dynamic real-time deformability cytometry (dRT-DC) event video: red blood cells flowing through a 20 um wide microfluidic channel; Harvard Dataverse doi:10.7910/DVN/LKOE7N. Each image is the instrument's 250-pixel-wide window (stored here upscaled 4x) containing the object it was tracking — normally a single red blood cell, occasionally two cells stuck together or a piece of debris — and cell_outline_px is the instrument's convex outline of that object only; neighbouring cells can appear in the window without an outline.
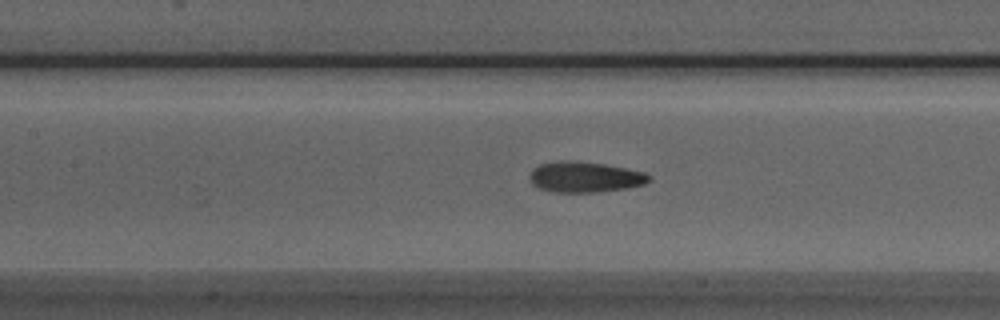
{"species": "Egyptian fruit bat (a non-hibernating species)", "species_latin": "Rousettus aegyptiacus", "temperature_condition": "room temperature", "stored_images_in_passage": 35, "camera_frame_rate_fps": 3000, "um_per_image_px": 0.085, "animal": {"sex": "male"}, "frame": {"image": 1, "passage_image": 8, "time_ms": 2.333, "image_size_px": [1000, 320], "cell_outline_px": [[652, 180], [644, 184], [628, 188], [596, 192], [552, 192], [540, 188], [532, 184], [528, 176], [532, 168], [540, 164], [568, 160], [576, 160], [604, 164], [644, 172], [652, 176]], "centroid_in_image_um": [49.71, 15.05], "position_along_channel_um": 157.7, "area_um2": 21.44}}
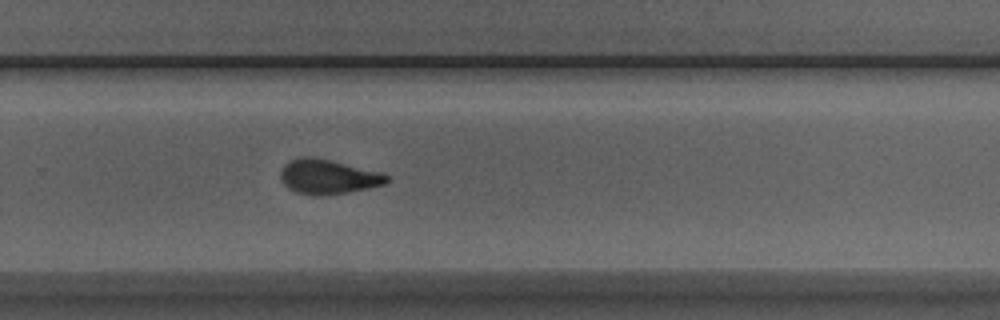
{"frame": {"image": 2, "passage_image": 19, "time_ms": 6.0, "image_size_px": [1000, 320], "cell_outline_px": [[388, 180], [384, 184], [368, 188], [348, 192], [324, 196], [316, 196], [296, 192], [288, 188], [284, 184], [280, 176], [280, 172], [284, 164], [292, 160], [304, 156], [328, 160], [380, 172], [388, 176]], "centroid_in_image_um": [27.85, 15.05], "position_along_channel_um": 301.9, "area_um2": 21.04}}
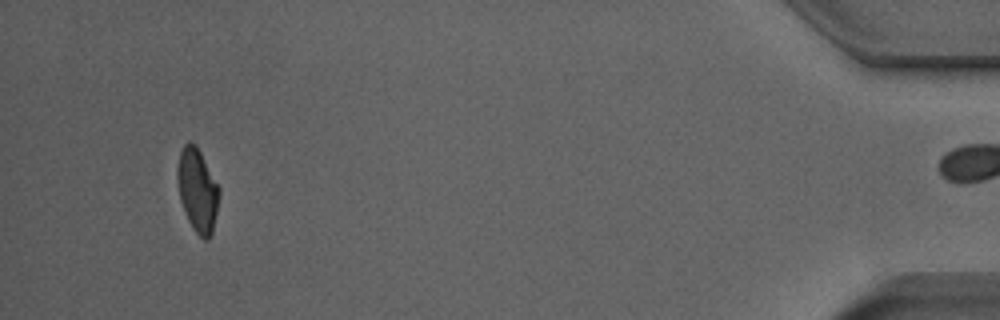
{"frame": {"image": 3, "passage_image": 34, "time_ms": 11.0, "image_size_px": [1000, 320], "cell_outline_px": [[220, 196], [212, 232], [208, 240], [204, 240], [192, 228], [188, 220], [180, 200], [176, 180], [176, 168], [180, 152], [184, 144], [188, 140], [200, 152], [220, 188]], "centroid_in_image_um": [16.77, 16.18], "position_along_channel_um": 418.4, "area_um2": 20.29}, "authors_computed_cell_mechanics": {"area_um2": 20.9814, "velocity_mm_per_s": 3.9469, "shape_relaxation_time_tau1_ms": 8.9924, "shape_relaxation_time_tau2_ms": 2.2023, "deformation_change_tau1": 0.2131, "deformation_change_tau2": 0.0945}}